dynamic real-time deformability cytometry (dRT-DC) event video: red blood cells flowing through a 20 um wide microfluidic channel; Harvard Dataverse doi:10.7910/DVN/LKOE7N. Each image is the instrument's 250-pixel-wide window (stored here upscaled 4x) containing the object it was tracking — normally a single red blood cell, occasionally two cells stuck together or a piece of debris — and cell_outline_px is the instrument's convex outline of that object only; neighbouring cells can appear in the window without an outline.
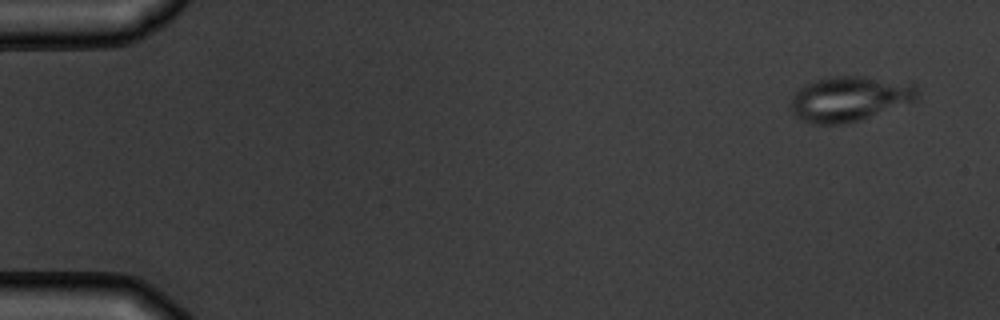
{"species": "common noctule bat (a hibernating species)", "species_latin": "Nyctalus noctula", "temperature_condition": "warm", "stored_images_in_passage": 5, "camera_frame_rate_fps": 3000, "um_per_image_px": 0.085, "animal": {"sex": "male", "body_mass_g": 19.5, "forearm_length_mm": 54.6}, "frame": {"image": 1, "passage_image": 1, "time_ms": 0.0, "image_size_px": [1000, 320], "cell_outline_px": [[916, 100], [844, 124], [812, 124], [800, 120], [792, 112], [792, 96], [804, 84], [812, 80], [824, 76], [868, 76], [912, 80], [916, 84]], "centroid_in_image_um": [72.22, 8.34], "position_along_channel_um": 12.8, "area_um2": 33.58}}